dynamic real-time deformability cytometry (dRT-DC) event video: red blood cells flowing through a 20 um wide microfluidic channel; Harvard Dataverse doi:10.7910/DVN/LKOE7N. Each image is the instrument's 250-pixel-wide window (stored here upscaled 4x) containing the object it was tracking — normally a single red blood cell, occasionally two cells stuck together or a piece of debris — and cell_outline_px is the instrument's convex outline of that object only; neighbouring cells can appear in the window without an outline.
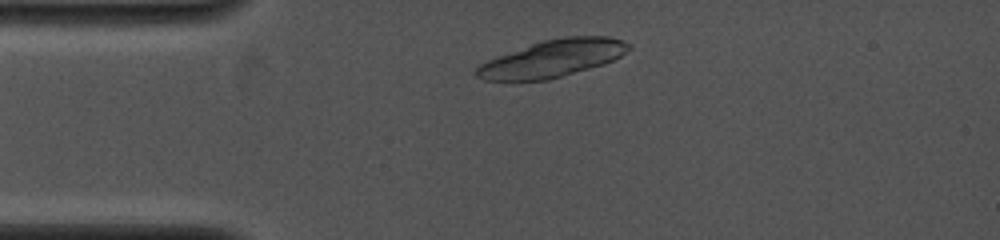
{"species": "common noctule bat (a hibernating species)", "species_latin": "Nyctalus noctula", "temperature_condition": "cold", "stored_images_in_passage": 2, "camera_frame_rate_fps": 4000, "um_per_image_px": 0.085, "animal": {"sex": "female", "body_mass_g": 19.0, "forearm_length_mm": 53.3}, "frame": {"image": 1, "passage_image": 2, "time_ms": 1.0, "image_size_px": [1000, 240], "cell_outline_px": [[632, 48], [628, 52], [604, 64], [548, 80], [484, 80], [476, 76], [472, 72], [480, 64], [488, 60], [532, 44], [544, 40], [568, 36], [608, 36], [632, 44]], "centroid_in_image_um": [47.0, 4.97], "position_along_channel_um": 38.0, "area_um2": 32.66}}